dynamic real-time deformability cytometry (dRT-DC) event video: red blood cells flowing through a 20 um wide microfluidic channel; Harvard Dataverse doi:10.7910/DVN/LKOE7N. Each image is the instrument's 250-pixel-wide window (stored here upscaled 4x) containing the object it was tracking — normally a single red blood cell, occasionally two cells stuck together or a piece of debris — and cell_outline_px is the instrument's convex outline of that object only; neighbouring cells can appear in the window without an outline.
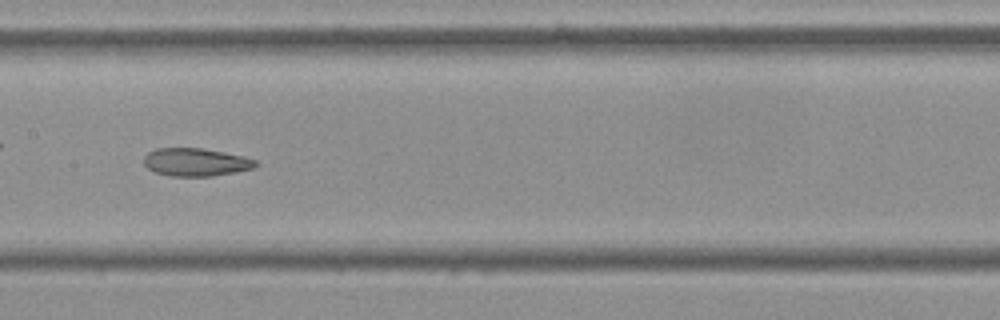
{"species": "Egyptian fruit bat (a non-hibernating species)", "species_latin": "Rousettus aegyptiacus", "temperature_condition": "cold", "stored_images_in_passage": 42, "camera_frame_rate_fps": 3000, "um_per_image_px": 0.085, "frame": {"image": 1, "passage_image": 19, "time_ms": 6.0, "image_size_px": [1000, 320], "cell_outline_px": [[260, 164], [252, 168], [236, 172], [212, 176], [168, 176], [156, 172], [148, 168], [144, 164], [144, 156], [148, 152], [156, 148], [204, 148], [244, 156], [256, 160]], "centroid_in_image_um": [16.65, 13.78], "position_along_channel_um": 190.7, "area_um2": 18.32}, "authors_computed_cell_mechanics": {"area_um2": 20.8658, "velocity_mm_per_s": 3.6052, "shape_relaxation_time_tau1_ms": null, "shape_relaxation_time_tau2_ms": 3.3332, "deformation_change_tau1": null, "deformation_change_tau2": 0.1092}}